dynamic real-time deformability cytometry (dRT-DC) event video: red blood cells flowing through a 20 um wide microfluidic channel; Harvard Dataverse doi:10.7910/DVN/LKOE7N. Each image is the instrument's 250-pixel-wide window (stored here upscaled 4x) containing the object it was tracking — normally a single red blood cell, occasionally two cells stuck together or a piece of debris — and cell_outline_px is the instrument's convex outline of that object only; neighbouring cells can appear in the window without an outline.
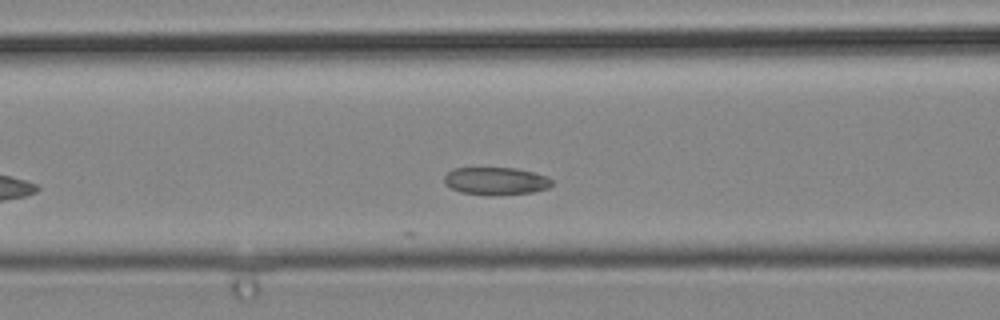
{"species": "common noctule bat (a hibernating species)", "species_latin": "Nyctalus noctula", "temperature_condition": "cold", "stored_images_in_passage": 11, "camera_frame_rate_fps": 3000, "um_per_image_px": 0.085, "animal": {"sex": "male", "body_mass_g": 19.2, "forearm_length_mm": 51.8}, "frame": {"image": 1, "passage_image": 5, "time_ms": 1.333, "image_size_px": [1000, 320], "cell_outline_px": [[552, 184], [548, 188], [532, 192], [492, 196], [488, 196], [460, 192], [444, 184], [444, 176], [452, 168], [516, 168], [548, 176], [552, 180]], "centroid_in_image_um": [42.13, 15.39], "position_along_channel_um": 124.5, "area_um2": 17.51}}
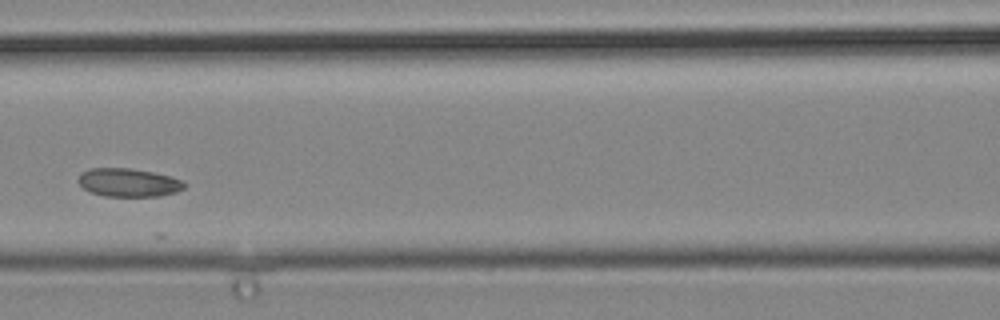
{"frame": {"image": 2, "passage_image": 7, "time_ms": 2.0, "image_size_px": [1000, 320], "cell_outline_px": [[188, 184], [184, 188], [176, 192], [160, 196], [104, 196], [92, 192], [84, 188], [80, 184], [80, 172], [92, 168], [128, 168], [152, 172], [168, 176], [180, 180]], "centroid_in_image_um": [10.94, 15.52], "position_along_channel_um": 155.7, "area_um2": 17.28}}
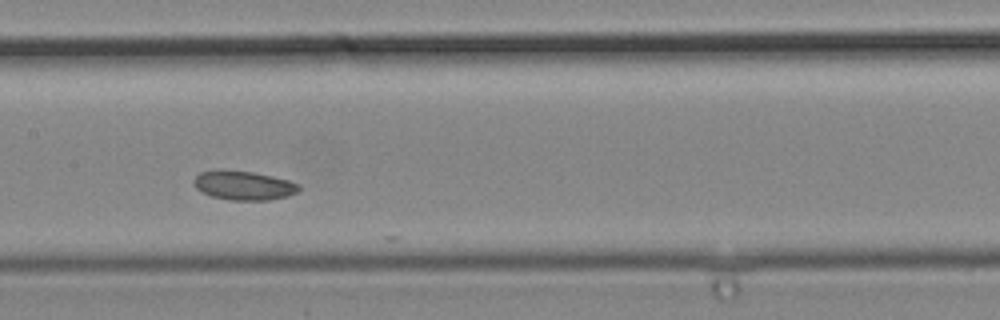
{"frame": {"image": 3, "passage_image": 9, "time_ms": 2.667, "image_size_px": [1000, 320], "cell_outline_px": [[300, 188], [296, 192], [288, 196], [268, 200], [232, 200], [212, 196], [196, 188], [192, 180], [200, 172], [220, 168], [252, 172], [272, 176], [288, 180], [300, 184]], "centroid_in_image_um": [20.69, 15.74], "position_along_channel_um": 186.7, "area_um2": 17.92}}